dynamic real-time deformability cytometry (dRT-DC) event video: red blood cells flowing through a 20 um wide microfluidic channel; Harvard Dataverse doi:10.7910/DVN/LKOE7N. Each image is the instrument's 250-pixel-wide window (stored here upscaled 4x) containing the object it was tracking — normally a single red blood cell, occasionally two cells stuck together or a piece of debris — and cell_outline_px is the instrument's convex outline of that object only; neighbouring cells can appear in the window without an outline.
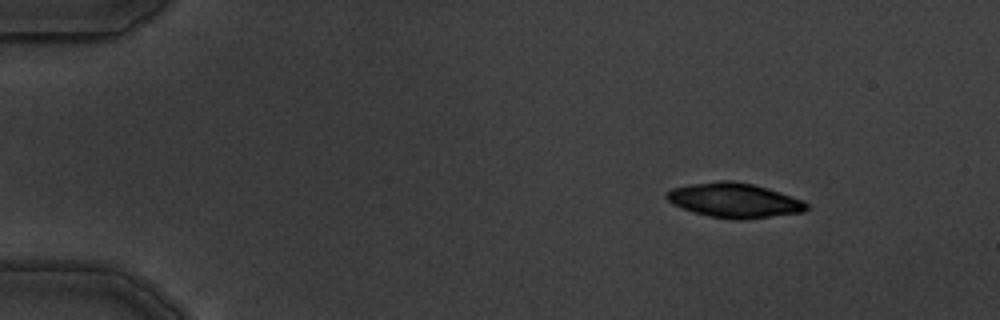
{"species": "common noctule bat (a hibernating species)", "species_latin": "Nyctalus noctula", "temperature_condition": "warm", "stored_images_in_passage": 8, "camera_frame_rate_fps": 3000, "um_per_image_px": 0.085, "animal": {"sex": "male", "body_mass_g": 19.5, "forearm_length_mm": 54.6}, "frame": {"image": 1, "passage_image": 3, "time_ms": 2.333, "image_size_px": [1000, 320], "cell_outline_px": [[808, 208], [804, 212], [740, 220], [736, 220], [708, 216], [672, 204], [664, 196], [672, 188], [688, 184], [720, 180], [732, 180], [752, 184], [768, 188], [804, 200], [808, 204]], "centroid_in_image_um": [62.43, 17.02], "position_along_channel_um": 22.6, "area_um2": 28.21}}